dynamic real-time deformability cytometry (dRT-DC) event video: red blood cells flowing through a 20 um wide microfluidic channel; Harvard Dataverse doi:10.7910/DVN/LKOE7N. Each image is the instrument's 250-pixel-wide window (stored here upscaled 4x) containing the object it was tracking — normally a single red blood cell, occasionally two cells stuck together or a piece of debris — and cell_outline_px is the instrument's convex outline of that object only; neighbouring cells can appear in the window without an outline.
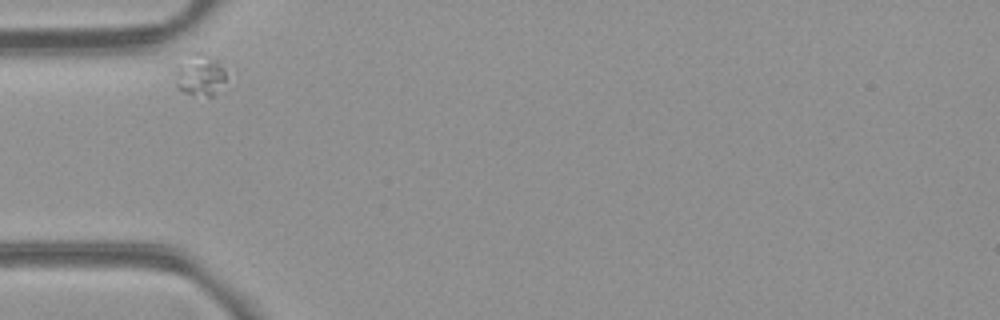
{"species": "common noctule bat (a hibernating species)", "species_latin": "Nyctalus noctula", "temperature_condition": "room temperature", "stored_images_in_passage": 4, "camera_frame_rate_fps": 3000, "um_per_image_px": 0.085, "animal": {"sex": "female", "body_mass_g": 21.9}, "frame": {"image": 1, "passage_image": 1, "time_ms": 0.0, "image_size_px": [1000, 320], "cell_outline_px": [[224, 80], [212, 96], [192, 96], [184, 92], [176, 84], [176, 64], [180, 52], [188, 48], [208, 52], [224, 68]], "centroid_in_image_um": [16.88, 6.21], "position_along_channel_um": 68.1, "area_um2": 13.29}}
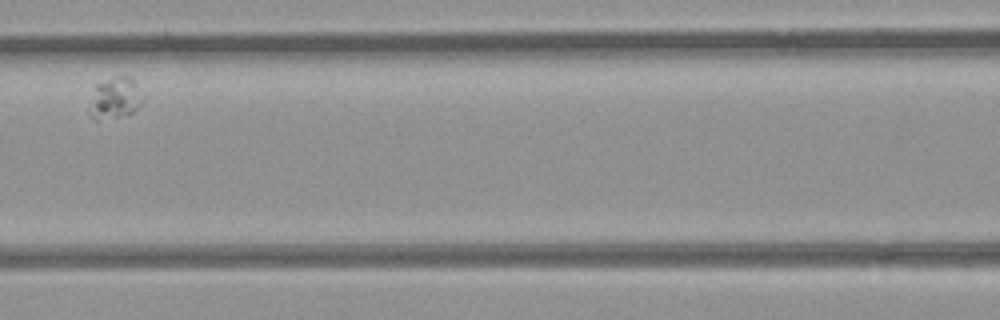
{"frame": {"image": 2, "passage_image": 3, "time_ms": 2.667, "image_size_px": [1000, 320], "cell_outline_px": [[144, 100], [132, 112], [116, 116], [96, 120], [88, 116], [88, 112], [96, 84], [116, 76], [132, 76], [144, 96]], "centroid_in_image_um": [9.79, 8.31], "position_along_channel_um": 156.8, "area_um2": 12.77}}
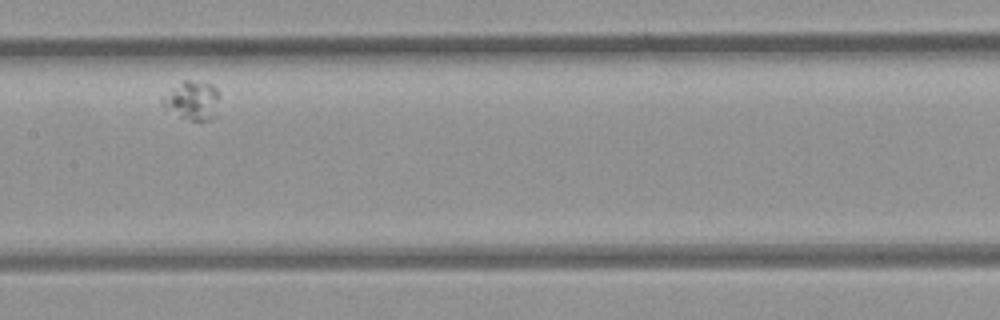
{"frame": {"image": 3, "passage_image": 4, "time_ms": 3.667, "image_size_px": [1000, 320], "cell_outline_px": [[216, 116], [212, 120], [192, 120], [180, 116], [164, 108], [160, 104], [160, 96], [184, 80], [188, 80], [212, 84], [216, 88]], "centroid_in_image_um": [16.27, 8.54], "position_along_channel_um": 191.1, "area_um2": 12.72}}